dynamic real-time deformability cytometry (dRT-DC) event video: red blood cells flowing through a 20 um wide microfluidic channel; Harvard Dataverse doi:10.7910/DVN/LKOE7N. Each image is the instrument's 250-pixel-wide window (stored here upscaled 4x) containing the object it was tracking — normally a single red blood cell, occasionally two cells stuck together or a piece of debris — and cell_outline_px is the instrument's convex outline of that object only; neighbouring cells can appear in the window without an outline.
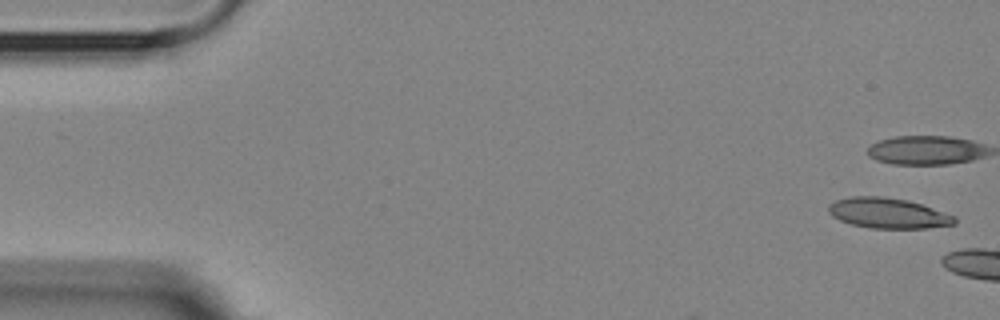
{"species": "Egyptian fruit bat (a non-hibernating species)", "species_latin": "Rousettus aegyptiacus", "temperature_condition": "room temperature", "stored_images_in_passage": 4, "camera_frame_rate_fps": 3000, "um_per_image_px": 0.085, "animal": {"sex": "female"}, "frame": {"image": 1, "passage_image": 1, "time_ms": 0.0, "image_size_px": [1000, 320], "cell_outline_px": [[956, 224], [924, 228], [868, 228], [852, 224], [840, 220], [832, 216], [828, 212], [828, 204], [836, 200], [852, 196], [880, 196], [908, 200], [956, 216]], "centroid_in_image_um": [75.46, 18.12], "position_along_channel_um": 9.5, "area_um2": 22.25}}